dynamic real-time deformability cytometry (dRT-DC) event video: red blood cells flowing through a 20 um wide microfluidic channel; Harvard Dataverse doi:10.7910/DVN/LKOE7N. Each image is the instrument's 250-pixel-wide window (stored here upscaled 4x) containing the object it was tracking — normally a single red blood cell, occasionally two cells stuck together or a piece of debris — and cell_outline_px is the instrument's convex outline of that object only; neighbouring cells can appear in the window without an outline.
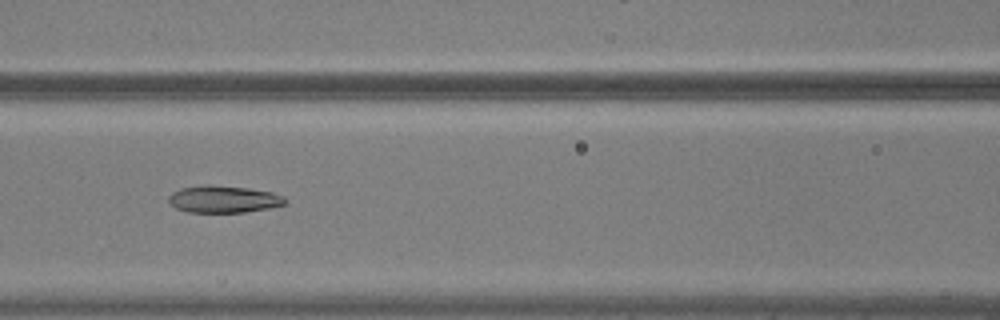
{"species": "common noctule bat (a hibernating species)", "species_latin": "Nyctalus noctula", "temperature_condition": "warm", "stored_images_in_passage": 40, "camera_frame_rate_fps": 3000, "um_per_image_px": 0.085, "animal": {"sex": "male", "body_mass_g": 20.5, "forearm_length_mm": 52.5}, "frame": {"image": 1, "passage_image": 11, "time_ms": 3.333, "image_size_px": [1000, 320], "cell_outline_px": [[288, 200], [284, 204], [268, 208], [244, 212], [188, 212], [176, 208], [168, 204], [168, 196], [172, 192], [180, 188], [204, 184], [208, 184], [248, 188], [272, 192], [284, 196]], "centroid_in_image_um": [18.96, 16.92], "position_along_channel_um": 147.6, "area_um2": 18.55}}
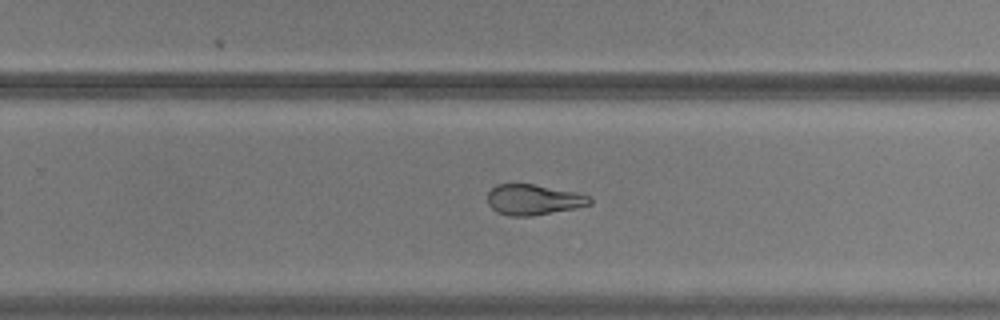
{"frame": {"image": 2, "passage_image": 22, "time_ms": 7.0, "image_size_px": [1000, 320], "cell_outline_px": [[592, 204], [576, 208], [532, 216], [508, 216], [496, 212], [488, 204], [488, 192], [496, 184], [532, 184], [576, 192], [588, 196], [592, 200]], "centroid_in_image_um": [45.33, 16.98], "position_along_channel_um": 284.5, "area_um2": 18.21}}
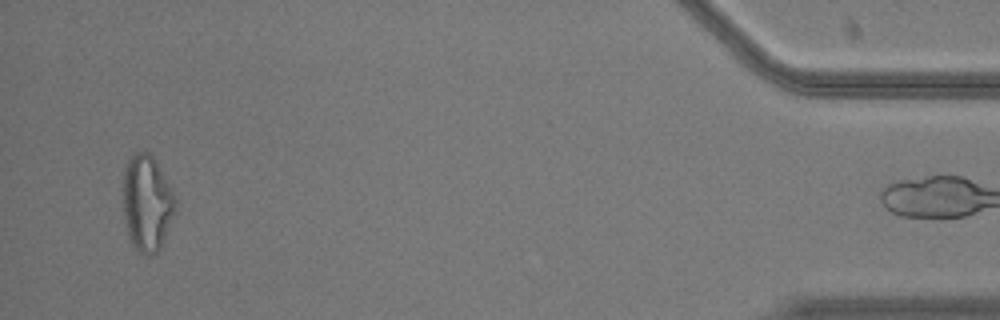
{"frame": {"image": 3, "passage_image": 39, "time_ms": 12.667, "image_size_px": [1000, 320], "cell_outline_px": [[176, 212], [160, 248], [156, 252], [148, 256], [144, 256], [136, 248], [128, 236], [124, 220], [124, 172], [128, 160], [136, 152], [148, 152], [152, 156], [176, 196]], "centroid_in_image_um": [12.51, 17.29], "position_along_channel_um": 422.7, "area_um2": 29.07}}